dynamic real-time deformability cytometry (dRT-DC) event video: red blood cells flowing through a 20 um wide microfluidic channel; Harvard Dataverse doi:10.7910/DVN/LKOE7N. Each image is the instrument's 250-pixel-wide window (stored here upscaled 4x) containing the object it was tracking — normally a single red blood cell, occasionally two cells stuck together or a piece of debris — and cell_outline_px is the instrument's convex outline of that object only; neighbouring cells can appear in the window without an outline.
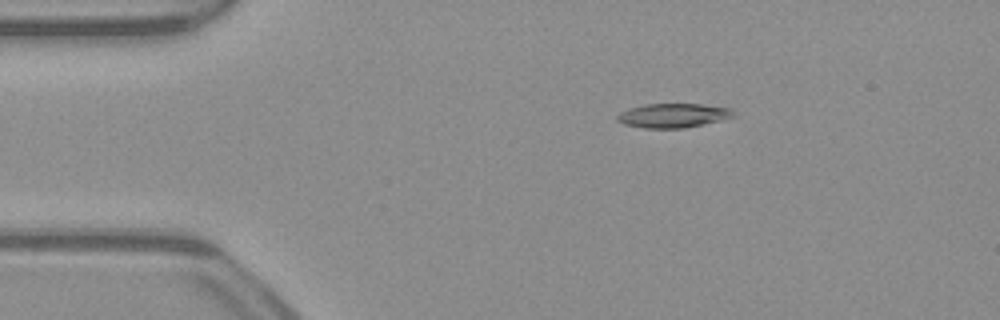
{"species": "common noctule bat (a hibernating species)", "species_latin": "Nyctalus noctula", "temperature_condition": "warm", "stored_images_in_passage": 44, "camera_frame_rate_fps": 3000, "um_per_image_px": 0.085, "animal": {"sex": "male", "body_mass_g": 23.1, "forearm_length_mm": 52.7}, "frame": {"image": 1, "passage_image": 1, "time_ms": 0.0, "image_size_px": [1000, 320], "cell_outline_px": [[736, 116], [704, 124], [684, 128], [644, 128], [624, 124], [616, 120], [616, 116], [620, 112], [628, 108], [644, 104], [700, 104], [732, 108]], "centroid_in_image_um": [57.21, 9.81], "position_along_channel_um": 27.8, "area_um2": 16.47}}
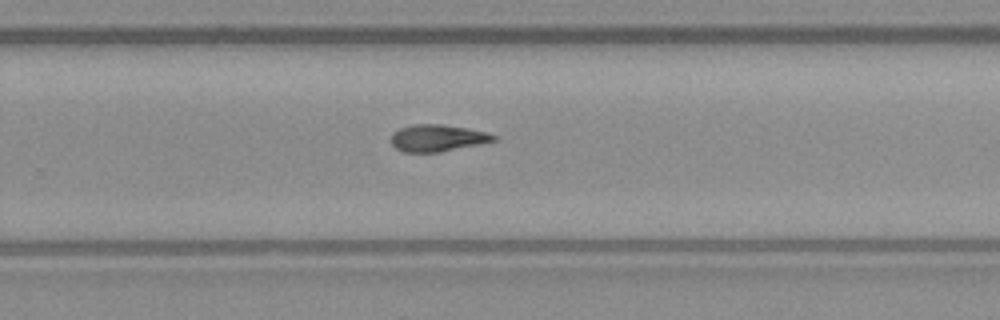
{"frame": {"image": 2, "passage_image": 25, "time_ms": 8.0, "image_size_px": [1000, 320], "cell_outline_px": [[496, 140], [440, 152], [404, 152], [396, 148], [392, 144], [392, 132], [400, 128], [412, 124], [440, 124], [468, 128], [488, 132], [496, 136]], "centroid_in_image_um": [37.17, 11.72], "position_along_channel_um": 292.6, "area_um2": 15.95}}
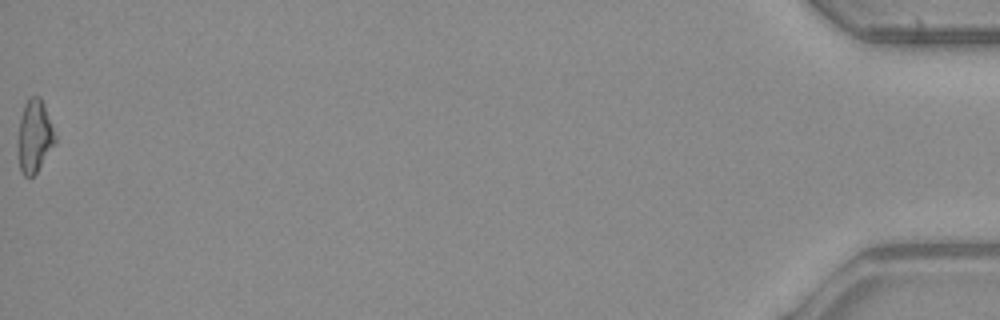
{"frame": {"image": 3, "passage_image": 44, "time_ms": 14.333, "image_size_px": [1000, 320], "cell_outline_px": [[56, 144], [36, 172], [32, 176], [24, 176], [20, 168], [16, 148], [16, 140], [20, 120], [24, 104], [28, 96], [40, 96], [44, 104], [56, 136]], "centroid_in_image_um": [2.91, 11.57], "position_along_channel_um": 432.3, "area_um2": 16.07}}